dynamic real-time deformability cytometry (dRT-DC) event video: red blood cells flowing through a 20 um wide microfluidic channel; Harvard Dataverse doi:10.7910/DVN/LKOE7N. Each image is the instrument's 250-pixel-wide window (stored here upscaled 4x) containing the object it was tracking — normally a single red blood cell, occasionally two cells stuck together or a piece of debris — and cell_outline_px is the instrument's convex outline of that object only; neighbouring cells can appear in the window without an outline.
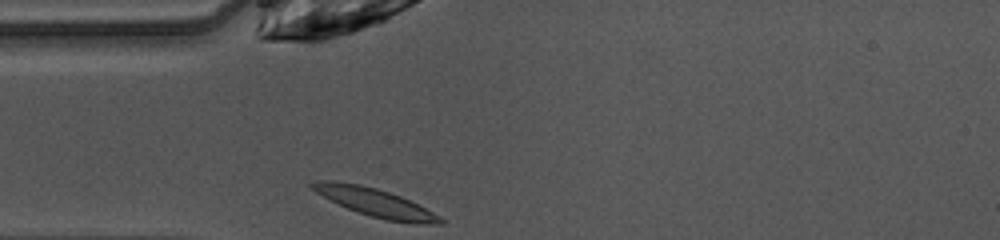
{"species": "common noctule bat (a hibernating species)", "species_latin": "Nyctalus noctula", "temperature_condition": "warm", "stored_images_in_passage": 27, "camera_frame_rate_fps": 3000, "um_per_image_px": 0.085, "animal": {"sex": "female", "body_mass_g": 10.0, "forearm_length_mm": 53.1}, "frame": {"image": 1, "passage_image": 1, "time_ms": 0.0, "image_size_px": [1000, 240], "cell_outline_px": [[444, 224], [420, 224], [384, 220], [348, 208], [316, 192], [308, 184], [316, 180], [332, 180], [360, 184], [376, 188], [400, 196], [440, 216], [444, 220]], "centroid_in_image_um": [31.9, 17.2], "position_along_channel_um": 53.1, "area_um2": 20.58}}
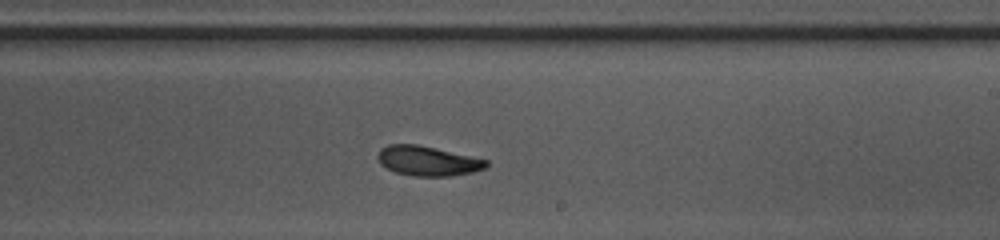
{"frame": {"image": 2, "passage_image": 16, "time_ms": 5.0, "image_size_px": [1000, 240], "cell_outline_px": [[488, 164], [484, 168], [472, 172], [448, 176], [412, 176], [396, 172], [380, 164], [376, 156], [380, 148], [388, 144], [416, 144], [488, 160]], "centroid_in_image_um": [36.3, 13.67], "position_along_channel_um": 252.7, "area_um2": 18.61}}
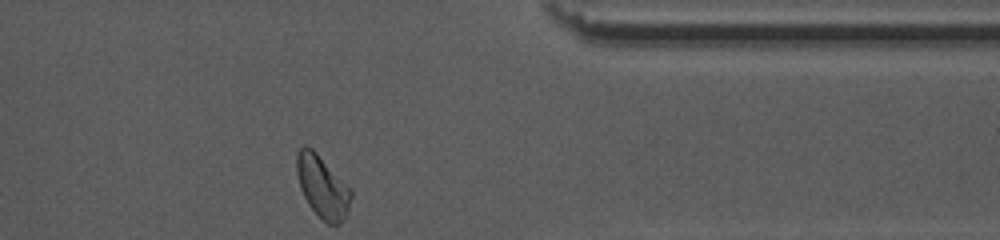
{"frame": {"image": 3, "passage_image": 27, "time_ms": 8.667, "image_size_px": [1000, 240], "cell_outline_px": [[352, 196], [344, 220], [340, 224], [328, 224], [308, 204], [300, 188], [296, 172], [296, 156], [300, 148], [304, 144], [308, 144], [352, 188]], "centroid_in_image_um": [27.41, 15.83], "position_along_channel_um": 384.0, "area_um2": 19.77}, "authors_computed_cell_mechanics": {"area_um2": 18.9584, "velocity_mm_per_s": 4.034, "shape_relaxation_time_tau1_ms": 2.8826, "shape_relaxation_time_tau2_ms": 2.691, "deformation_change_tau1": 0.1266, "deformation_change_tau2": 0.089}}